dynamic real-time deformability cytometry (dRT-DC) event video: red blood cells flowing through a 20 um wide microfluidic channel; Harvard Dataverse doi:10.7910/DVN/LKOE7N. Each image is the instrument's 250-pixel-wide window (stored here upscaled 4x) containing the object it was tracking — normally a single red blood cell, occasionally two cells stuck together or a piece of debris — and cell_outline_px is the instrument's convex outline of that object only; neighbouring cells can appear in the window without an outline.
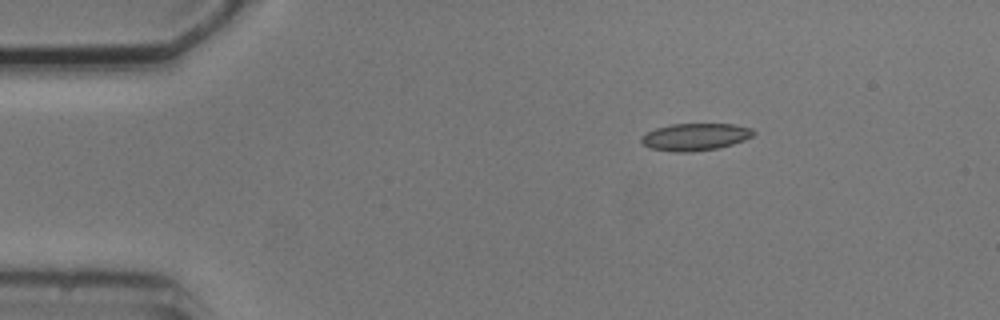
{"species": "common noctule bat (a hibernating species)", "species_latin": "Nyctalus noctula", "temperature_condition": "cold", "stored_images_in_passage": 3, "camera_frame_rate_fps": 3000, "um_per_image_px": 0.085, "animal": {"sex": "male", "body_mass_g": 20.5, "forearm_length_mm": 52.5}, "frame": {"image": 1, "passage_image": 1, "time_ms": 0.0, "image_size_px": [1000, 320], "cell_outline_px": [[756, 132], [752, 136], [744, 140], [732, 144], [716, 148], [692, 152], [672, 152], [648, 148], [640, 140], [640, 136], [656, 128], [672, 124], [736, 124], [752, 128]], "centroid_in_image_um": [59.08, 11.63], "position_along_channel_um": 25.9, "area_um2": 17.86}}